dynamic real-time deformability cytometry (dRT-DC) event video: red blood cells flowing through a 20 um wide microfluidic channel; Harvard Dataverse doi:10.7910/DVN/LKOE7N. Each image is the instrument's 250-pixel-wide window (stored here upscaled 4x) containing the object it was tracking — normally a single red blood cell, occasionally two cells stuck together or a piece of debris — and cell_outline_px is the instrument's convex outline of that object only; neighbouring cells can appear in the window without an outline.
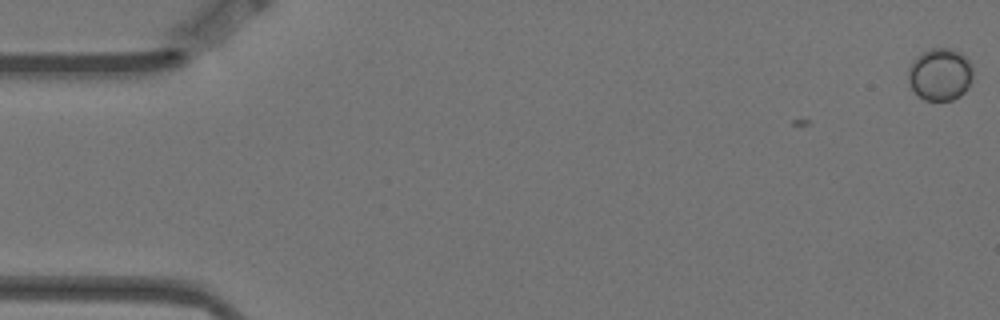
{"species": "Egyptian fruit bat (a non-hibernating species)", "species_latin": "Rousettus aegyptiacus", "temperature_condition": "warm", "stored_images_in_passage": 5, "camera_frame_rate_fps": 3000, "um_per_image_px": 0.085, "animal": {"sex": "female"}, "frame": {"image": 1, "passage_image": 1, "time_ms": 0.0, "image_size_px": [1000, 320], "cell_outline_px": [[972, 80], [964, 92], [960, 96], [952, 100], [924, 100], [908, 84], [908, 68], [912, 60], [916, 56], [932, 48], [952, 48], [960, 52], [972, 64]], "centroid_in_image_um": [79.9, 6.31], "position_along_channel_um": 5.1, "area_um2": 19.83}}
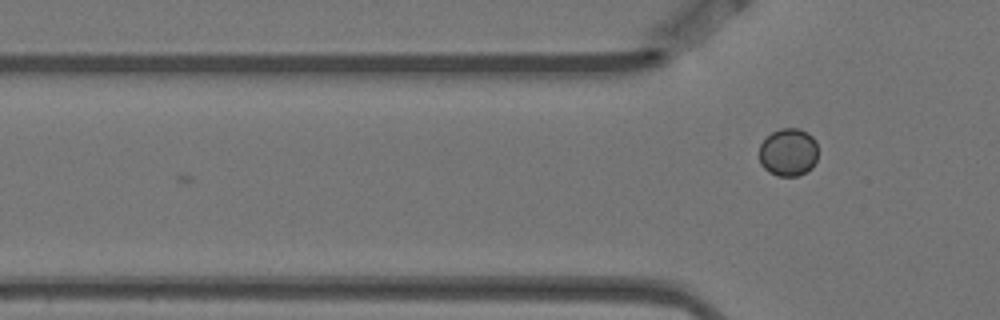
{"frame": {"image": 2, "passage_image": 5, "time_ms": 1.333, "image_size_px": [1000, 320], "cell_outline_px": [[816, 160], [812, 168], [796, 176], [776, 176], [768, 172], [760, 164], [760, 144], [772, 132], [780, 128], [800, 128], [808, 132], [816, 140]], "centroid_in_image_um": [67.0, 12.93], "position_along_channel_um": 58.8, "area_um2": 16.47}}